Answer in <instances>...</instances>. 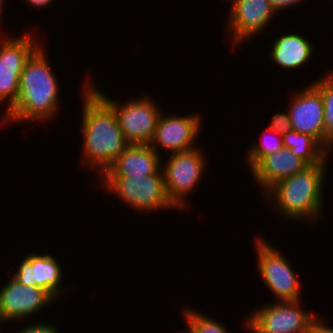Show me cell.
<instances>
[{"instance_id": "obj_21", "label": "cell", "mask_w": 333, "mask_h": 333, "mask_svg": "<svg viewBox=\"0 0 333 333\" xmlns=\"http://www.w3.org/2000/svg\"><path fill=\"white\" fill-rule=\"evenodd\" d=\"M183 310L187 327H189L193 333H230L224 325H221V323L206 314H201L197 310L193 311V309L190 308Z\"/></svg>"}, {"instance_id": "obj_19", "label": "cell", "mask_w": 333, "mask_h": 333, "mask_svg": "<svg viewBox=\"0 0 333 333\" xmlns=\"http://www.w3.org/2000/svg\"><path fill=\"white\" fill-rule=\"evenodd\" d=\"M312 84L320 91L324 104L325 139L333 146V71Z\"/></svg>"}, {"instance_id": "obj_27", "label": "cell", "mask_w": 333, "mask_h": 333, "mask_svg": "<svg viewBox=\"0 0 333 333\" xmlns=\"http://www.w3.org/2000/svg\"><path fill=\"white\" fill-rule=\"evenodd\" d=\"M3 4H4V0H0V30H2L1 29L2 28V26H1L2 25V21H1L2 19L1 18L3 17L2 16V12H3L2 10H3V6H4Z\"/></svg>"}, {"instance_id": "obj_1", "label": "cell", "mask_w": 333, "mask_h": 333, "mask_svg": "<svg viewBox=\"0 0 333 333\" xmlns=\"http://www.w3.org/2000/svg\"><path fill=\"white\" fill-rule=\"evenodd\" d=\"M84 85L81 133L85 164L100 177L130 145L124 138L113 108L89 85Z\"/></svg>"}, {"instance_id": "obj_14", "label": "cell", "mask_w": 333, "mask_h": 333, "mask_svg": "<svg viewBox=\"0 0 333 333\" xmlns=\"http://www.w3.org/2000/svg\"><path fill=\"white\" fill-rule=\"evenodd\" d=\"M62 275L60 262L52 255L29 253L11 276L23 285L36 286L47 291L56 300L65 293L64 287L60 285Z\"/></svg>"}, {"instance_id": "obj_5", "label": "cell", "mask_w": 333, "mask_h": 333, "mask_svg": "<svg viewBox=\"0 0 333 333\" xmlns=\"http://www.w3.org/2000/svg\"><path fill=\"white\" fill-rule=\"evenodd\" d=\"M204 156L203 150L195 147L170 154L168 160L162 163L166 193L177 210L189 206L186 199L195 191L205 173L207 159Z\"/></svg>"}, {"instance_id": "obj_28", "label": "cell", "mask_w": 333, "mask_h": 333, "mask_svg": "<svg viewBox=\"0 0 333 333\" xmlns=\"http://www.w3.org/2000/svg\"><path fill=\"white\" fill-rule=\"evenodd\" d=\"M180 333H193V331L188 327V330H186L185 332H180Z\"/></svg>"}, {"instance_id": "obj_9", "label": "cell", "mask_w": 333, "mask_h": 333, "mask_svg": "<svg viewBox=\"0 0 333 333\" xmlns=\"http://www.w3.org/2000/svg\"><path fill=\"white\" fill-rule=\"evenodd\" d=\"M255 241L258 271L267 288L278 301L302 300L300 280L292 265L263 238L257 237Z\"/></svg>"}, {"instance_id": "obj_10", "label": "cell", "mask_w": 333, "mask_h": 333, "mask_svg": "<svg viewBox=\"0 0 333 333\" xmlns=\"http://www.w3.org/2000/svg\"><path fill=\"white\" fill-rule=\"evenodd\" d=\"M296 92L293 93L287 110L292 130L312 136L328 153H331L333 146L325 139L324 104L320 91L311 84Z\"/></svg>"}, {"instance_id": "obj_26", "label": "cell", "mask_w": 333, "mask_h": 333, "mask_svg": "<svg viewBox=\"0 0 333 333\" xmlns=\"http://www.w3.org/2000/svg\"><path fill=\"white\" fill-rule=\"evenodd\" d=\"M28 4L33 6V8H46V6L51 5L53 0H25Z\"/></svg>"}, {"instance_id": "obj_4", "label": "cell", "mask_w": 333, "mask_h": 333, "mask_svg": "<svg viewBox=\"0 0 333 333\" xmlns=\"http://www.w3.org/2000/svg\"><path fill=\"white\" fill-rule=\"evenodd\" d=\"M99 178L107 191L118 196L137 212L177 209L167 196L162 169L145 177L101 176Z\"/></svg>"}, {"instance_id": "obj_24", "label": "cell", "mask_w": 333, "mask_h": 333, "mask_svg": "<svg viewBox=\"0 0 333 333\" xmlns=\"http://www.w3.org/2000/svg\"><path fill=\"white\" fill-rule=\"evenodd\" d=\"M272 8L278 12L286 10L287 8L294 7L297 4L302 3L304 0H268Z\"/></svg>"}, {"instance_id": "obj_8", "label": "cell", "mask_w": 333, "mask_h": 333, "mask_svg": "<svg viewBox=\"0 0 333 333\" xmlns=\"http://www.w3.org/2000/svg\"><path fill=\"white\" fill-rule=\"evenodd\" d=\"M0 31V105L7 101V113L16 103L20 76L27 59L41 45L35 41L33 32L21 36L2 37Z\"/></svg>"}, {"instance_id": "obj_2", "label": "cell", "mask_w": 333, "mask_h": 333, "mask_svg": "<svg viewBox=\"0 0 333 333\" xmlns=\"http://www.w3.org/2000/svg\"><path fill=\"white\" fill-rule=\"evenodd\" d=\"M45 50L40 45L27 59L20 76L19 94L14 106L3 116L4 124L54 118L59 109L60 88Z\"/></svg>"}, {"instance_id": "obj_7", "label": "cell", "mask_w": 333, "mask_h": 333, "mask_svg": "<svg viewBox=\"0 0 333 333\" xmlns=\"http://www.w3.org/2000/svg\"><path fill=\"white\" fill-rule=\"evenodd\" d=\"M302 301H278L264 305L247 316L245 325L252 333H308L318 316L303 310Z\"/></svg>"}, {"instance_id": "obj_11", "label": "cell", "mask_w": 333, "mask_h": 333, "mask_svg": "<svg viewBox=\"0 0 333 333\" xmlns=\"http://www.w3.org/2000/svg\"><path fill=\"white\" fill-rule=\"evenodd\" d=\"M10 278L0 289V318L3 322L32 317L56 301L47 291Z\"/></svg>"}, {"instance_id": "obj_20", "label": "cell", "mask_w": 333, "mask_h": 333, "mask_svg": "<svg viewBox=\"0 0 333 333\" xmlns=\"http://www.w3.org/2000/svg\"><path fill=\"white\" fill-rule=\"evenodd\" d=\"M269 132L274 134L276 137H261L260 142L253 143L252 146H250L249 150L246 151V163L248 164V167L250 171L265 157L270 154H273L274 152L280 150L284 147L283 145V136L282 134L277 133L276 131H273L270 128H266Z\"/></svg>"}, {"instance_id": "obj_15", "label": "cell", "mask_w": 333, "mask_h": 333, "mask_svg": "<svg viewBox=\"0 0 333 333\" xmlns=\"http://www.w3.org/2000/svg\"><path fill=\"white\" fill-rule=\"evenodd\" d=\"M161 157L150 145L130 144L102 176H151L161 170Z\"/></svg>"}, {"instance_id": "obj_6", "label": "cell", "mask_w": 333, "mask_h": 333, "mask_svg": "<svg viewBox=\"0 0 333 333\" xmlns=\"http://www.w3.org/2000/svg\"><path fill=\"white\" fill-rule=\"evenodd\" d=\"M89 85L113 108L120 128L129 144L149 145L152 141L157 122L163 112L155 101L147 96L127 101L123 105L107 97L88 79Z\"/></svg>"}, {"instance_id": "obj_3", "label": "cell", "mask_w": 333, "mask_h": 333, "mask_svg": "<svg viewBox=\"0 0 333 333\" xmlns=\"http://www.w3.org/2000/svg\"><path fill=\"white\" fill-rule=\"evenodd\" d=\"M327 163L326 158L319 164L309 165L303 171L278 181L263 194L264 198L285 219L319 221L324 207L323 186Z\"/></svg>"}, {"instance_id": "obj_23", "label": "cell", "mask_w": 333, "mask_h": 333, "mask_svg": "<svg viewBox=\"0 0 333 333\" xmlns=\"http://www.w3.org/2000/svg\"><path fill=\"white\" fill-rule=\"evenodd\" d=\"M17 333V332H16ZM18 333H61L58 328H55L54 325H49V323H36L29 324L23 329L18 331Z\"/></svg>"}, {"instance_id": "obj_12", "label": "cell", "mask_w": 333, "mask_h": 333, "mask_svg": "<svg viewBox=\"0 0 333 333\" xmlns=\"http://www.w3.org/2000/svg\"><path fill=\"white\" fill-rule=\"evenodd\" d=\"M201 119L198 114L165 115L161 113L155 134L150 146L159 154V147L168 153L188 151L197 147L194 145L202 128ZM159 146V147H158ZM195 146V147H194Z\"/></svg>"}, {"instance_id": "obj_18", "label": "cell", "mask_w": 333, "mask_h": 333, "mask_svg": "<svg viewBox=\"0 0 333 333\" xmlns=\"http://www.w3.org/2000/svg\"><path fill=\"white\" fill-rule=\"evenodd\" d=\"M283 136V145L295 155L303 159L308 165L323 162L329 153L310 135L289 130Z\"/></svg>"}, {"instance_id": "obj_17", "label": "cell", "mask_w": 333, "mask_h": 333, "mask_svg": "<svg viewBox=\"0 0 333 333\" xmlns=\"http://www.w3.org/2000/svg\"><path fill=\"white\" fill-rule=\"evenodd\" d=\"M272 48V49H271ZM270 48V59L284 69H298L313 58L314 47L298 33H285L276 37Z\"/></svg>"}, {"instance_id": "obj_13", "label": "cell", "mask_w": 333, "mask_h": 333, "mask_svg": "<svg viewBox=\"0 0 333 333\" xmlns=\"http://www.w3.org/2000/svg\"><path fill=\"white\" fill-rule=\"evenodd\" d=\"M231 4L227 30L233 46L264 31L276 13L268 0H232Z\"/></svg>"}, {"instance_id": "obj_16", "label": "cell", "mask_w": 333, "mask_h": 333, "mask_svg": "<svg viewBox=\"0 0 333 333\" xmlns=\"http://www.w3.org/2000/svg\"><path fill=\"white\" fill-rule=\"evenodd\" d=\"M309 165L300 157L295 156L289 148L265 156L251 171L254 181L264 194L278 181L303 171Z\"/></svg>"}, {"instance_id": "obj_22", "label": "cell", "mask_w": 333, "mask_h": 333, "mask_svg": "<svg viewBox=\"0 0 333 333\" xmlns=\"http://www.w3.org/2000/svg\"><path fill=\"white\" fill-rule=\"evenodd\" d=\"M268 128L282 135L291 130L292 126L288 111L286 113H275L271 118V124Z\"/></svg>"}, {"instance_id": "obj_25", "label": "cell", "mask_w": 333, "mask_h": 333, "mask_svg": "<svg viewBox=\"0 0 333 333\" xmlns=\"http://www.w3.org/2000/svg\"><path fill=\"white\" fill-rule=\"evenodd\" d=\"M321 317L317 316L310 325L308 333H333V328L326 326L323 321L321 322Z\"/></svg>"}]
</instances>
